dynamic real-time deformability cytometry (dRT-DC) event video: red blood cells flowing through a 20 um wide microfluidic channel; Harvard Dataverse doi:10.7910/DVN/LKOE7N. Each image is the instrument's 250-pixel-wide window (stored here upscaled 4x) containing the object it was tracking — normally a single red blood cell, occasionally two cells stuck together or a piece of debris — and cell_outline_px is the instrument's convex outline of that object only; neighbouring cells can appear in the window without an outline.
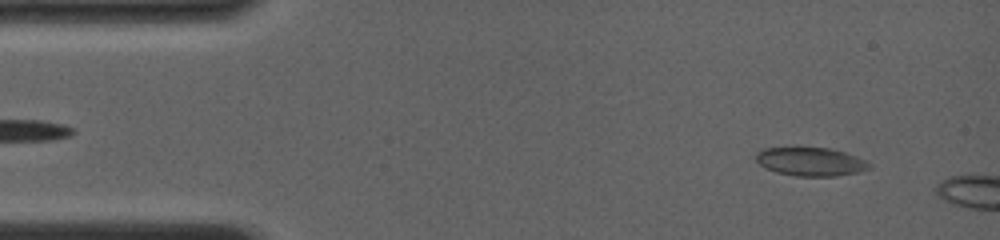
{"species": "common noctule bat (a hibernating species)", "species_latin": "Nyctalus noctula", "temperature_condition": "room temperature", "stored_images_in_passage": 53, "camera_frame_rate_fps": 4000, "um_per_image_px": 0.085, "animal": {"sex": "female", "body_mass_g": 19.0, "forearm_length_mm": 56.7}, "frame": {"image": 1, "passage_image": 1, "time_ms": 0.0, "image_size_px": [1000, 240], "cell_outline_px": [[872, 168], [860, 172], [836, 176], [796, 176], [776, 172], [764, 168], [756, 160], [756, 152], [764, 148], [828, 148], [844, 152], [864, 160], [872, 164]], "centroid_in_image_um": [68.91, 13.75], "position_along_channel_um": 16.1, "area_um2": 18.79}}
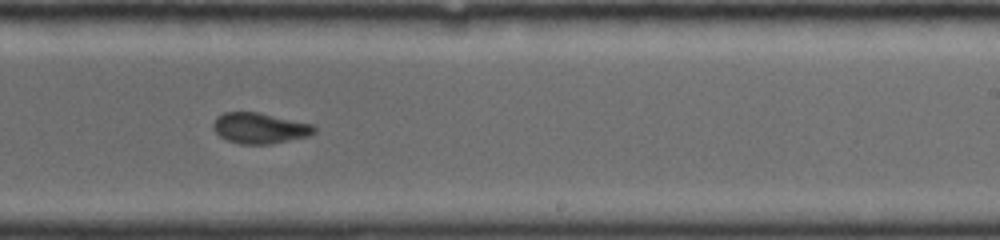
{"frame": {"image": 2, "passage_image": 31, "time_ms": 8.25, "image_size_px": [1000, 240], "cell_outline_px": [[316, 132], [308, 136], [272, 144], [240, 144], [228, 140], [220, 136], [212, 128], [212, 124], [216, 116], [224, 112], [256, 112], [312, 124], [316, 128]], "centroid_in_image_um": [22.05, 10.89], "position_along_channel_um": 266.9, "area_um2": 18.03}}
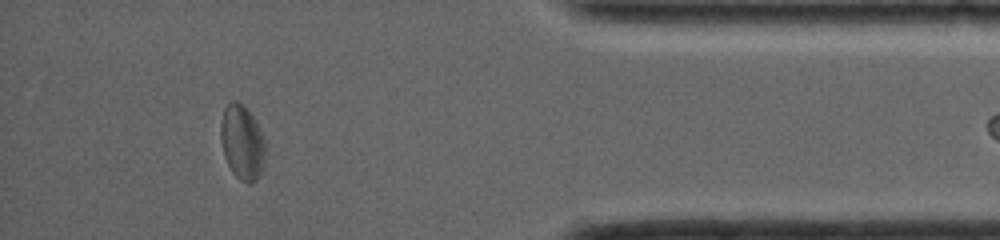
{"frame": {"image": 3, "passage_image": 52, "time_ms": 12.5, "image_size_px": [1000, 240], "cell_outline_px": [[268, 148], [264, 164], [256, 180], [240, 180], [232, 172], [224, 156], [220, 140], [220, 124], [224, 108], [232, 100], [236, 100], [244, 104], [252, 116]], "centroid_in_image_um": [20.58, 12.06], "position_along_channel_um": 414.6, "area_um2": 19.42}}